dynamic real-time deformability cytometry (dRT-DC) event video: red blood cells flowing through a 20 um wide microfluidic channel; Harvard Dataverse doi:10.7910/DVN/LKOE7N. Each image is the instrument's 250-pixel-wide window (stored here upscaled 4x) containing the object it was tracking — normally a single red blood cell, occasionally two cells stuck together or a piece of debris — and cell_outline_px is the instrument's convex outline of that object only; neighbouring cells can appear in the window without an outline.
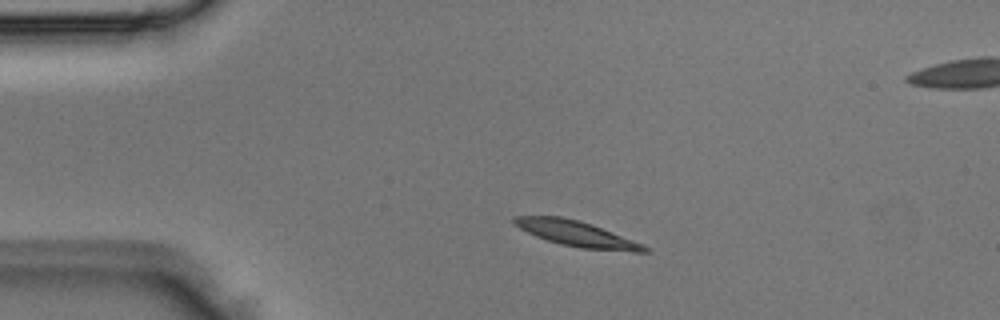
{"species": "Egyptian fruit bat (a non-hibernating species)", "species_latin": "Rousettus aegyptiacus", "temperature_condition": "room temperature", "stored_images_in_passage": 3, "camera_frame_rate_fps": 3000, "um_per_image_px": 0.085, "animal": {"sex": "male"}, "frame": {"image": 1, "passage_image": 1, "time_ms": 0.0, "image_size_px": [1000, 320], "cell_outline_px": [[652, 252], [632, 252], [580, 248], [560, 244], [536, 236], [512, 224], [512, 216], [564, 216], [580, 220], [592, 224], [644, 244]], "centroid_in_image_um": [49.03, 19.86], "position_along_channel_um": 36.0, "area_um2": 19.54}}